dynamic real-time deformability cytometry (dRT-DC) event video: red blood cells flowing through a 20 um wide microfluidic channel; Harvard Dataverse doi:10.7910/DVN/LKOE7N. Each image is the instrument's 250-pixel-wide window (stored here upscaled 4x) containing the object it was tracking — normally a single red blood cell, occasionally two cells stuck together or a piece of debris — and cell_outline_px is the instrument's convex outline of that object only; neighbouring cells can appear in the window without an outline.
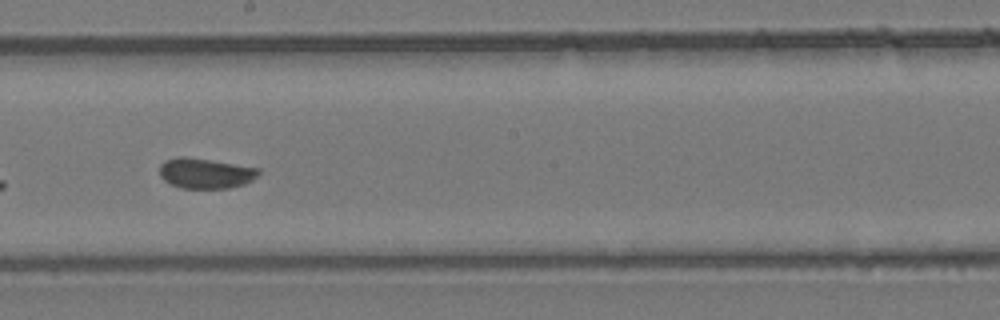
{"species": "common noctule bat (a hibernating species)", "species_latin": "Nyctalus noctula", "temperature_condition": "room temperature", "stored_images_in_passage": 43, "camera_frame_rate_fps": 3000, "um_per_image_px": 0.085, "animal": {"sex": "female", "body_mass_g": 24.6, "forearm_length_mm": 56.2}, "frame": {"image": 1, "passage_image": 25, "time_ms": 8.0, "image_size_px": [1000, 320], "cell_outline_px": [[260, 172], [252, 180], [244, 184], [228, 188], [180, 188], [164, 180], [160, 176], [160, 164], [164, 160], [180, 156], [188, 156], [260, 168]], "centroid_in_image_um": [17.45, 14.71], "position_along_channel_um": 230.8, "area_um2": 17.57}}